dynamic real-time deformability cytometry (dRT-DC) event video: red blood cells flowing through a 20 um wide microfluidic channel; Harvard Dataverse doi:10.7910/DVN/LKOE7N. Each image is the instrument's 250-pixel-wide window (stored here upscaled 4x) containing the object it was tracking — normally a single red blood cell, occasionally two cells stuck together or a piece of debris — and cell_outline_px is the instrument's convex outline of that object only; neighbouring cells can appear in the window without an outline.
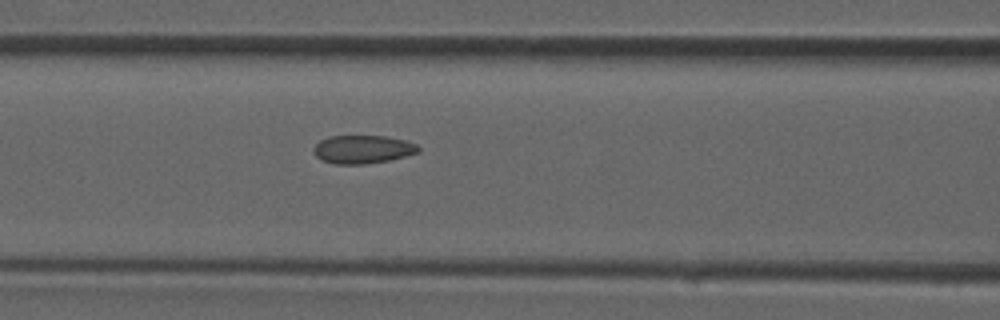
{"species": "common noctule bat (a hibernating species)", "species_latin": "Nyctalus noctula", "temperature_condition": "room temperature", "stored_images_in_passage": 38, "camera_frame_rate_fps": 3000, "um_per_image_px": 0.085, "animal": {"sex": "male", "forearm_length_mm": 52.5}, "frame": {"image": 1, "passage_image": 17, "time_ms": 5.333, "image_size_px": [1000, 320], "cell_outline_px": [[420, 152], [388, 160], [364, 164], [332, 164], [320, 160], [316, 156], [312, 148], [320, 140], [328, 136], [384, 136], [404, 140], [416, 144], [420, 148]], "centroid_in_image_um": [30.79, 12.69], "position_along_channel_um": 135.8, "area_um2": 17.28}}